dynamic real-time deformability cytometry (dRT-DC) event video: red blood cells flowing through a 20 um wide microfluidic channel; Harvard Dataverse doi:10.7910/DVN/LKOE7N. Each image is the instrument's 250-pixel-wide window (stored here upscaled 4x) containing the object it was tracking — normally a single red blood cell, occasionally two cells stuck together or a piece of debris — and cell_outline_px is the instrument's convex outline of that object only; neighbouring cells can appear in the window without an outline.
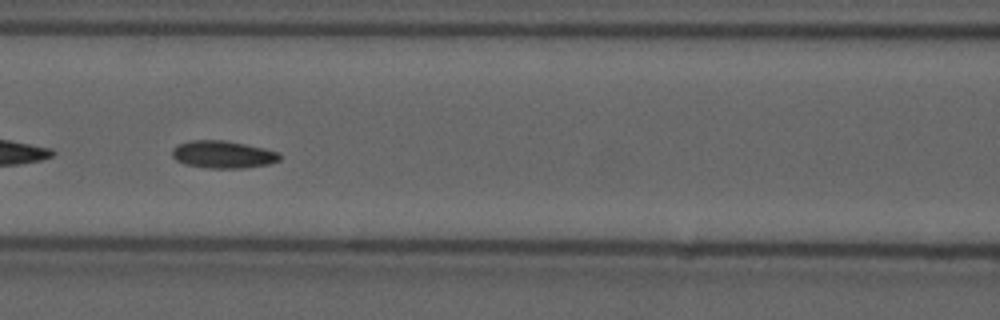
{"species": "common noctule bat (a hibernating species)", "species_latin": "Nyctalus noctula", "temperature_condition": "cold", "stored_images_in_passage": 41, "camera_frame_rate_fps": 3000, "um_per_image_px": 0.085, "animal": {"sex": "male", "forearm_length_mm": 52.5}, "frame": {"image": 1, "passage_image": 12, "time_ms": 3.667, "image_size_px": [1000, 320], "cell_outline_px": [[280, 160], [268, 164], [244, 168], [204, 168], [184, 164], [176, 160], [172, 156], [172, 148], [180, 144], [192, 140], [224, 140], [264, 148], [280, 152]], "centroid_in_image_um": [18.95, 13.14], "position_along_channel_um": 147.7, "area_um2": 17.22}, "authors_computed_cell_mechanics": {"area_um2": 16.762, "velocity_mm_per_s": 3.5644, "shape_relaxation_time_tau1_ms": null, "shape_relaxation_time_tau2_ms": 3.7823, "deformation_change_tau1": null, "deformation_change_tau2": 0.088}}